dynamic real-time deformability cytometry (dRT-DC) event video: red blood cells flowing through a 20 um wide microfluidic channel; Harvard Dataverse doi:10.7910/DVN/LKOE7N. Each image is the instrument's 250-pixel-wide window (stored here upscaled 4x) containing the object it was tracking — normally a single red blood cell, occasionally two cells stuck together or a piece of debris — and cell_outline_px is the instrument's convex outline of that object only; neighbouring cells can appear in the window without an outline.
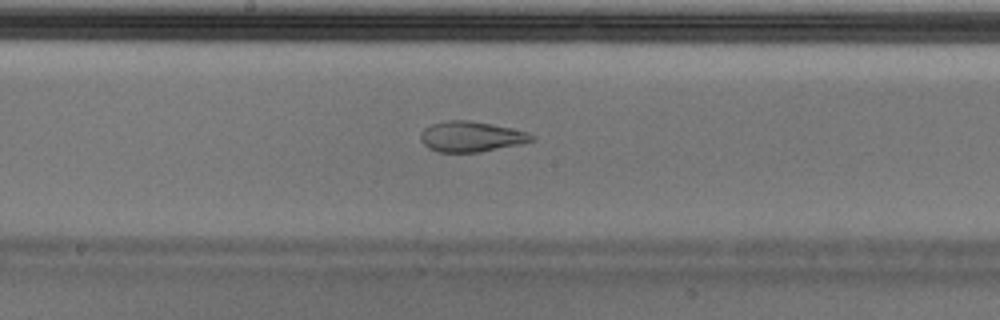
{"species": "Egyptian fruit bat (a non-hibernating species)", "species_latin": "Rousettus aegyptiacus", "temperature_condition": "cold", "stored_images_in_passage": 49, "camera_frame_rate_fps": 3000, "um_per_image_px": 0.085, "animal": {"sex": "male"}, "frame": {"image": 1, "passage_image": 28, "time_ms": 9.0, "image_size_px": [1000, 320], "cell_outline_px": [[536, 140], [520, 144], [480, 152], [436, 152], [428, 148], [420, 140], [420, 132], [424, 128], [432, 124], [448, 120], [468, 120], [492, 124], [512, 128], [528, 132], [536, 136]], "centroid_in_image_um": [40.05, 11.61], "position_along_channel_um": 208.1, "area_um2": 19.88}}
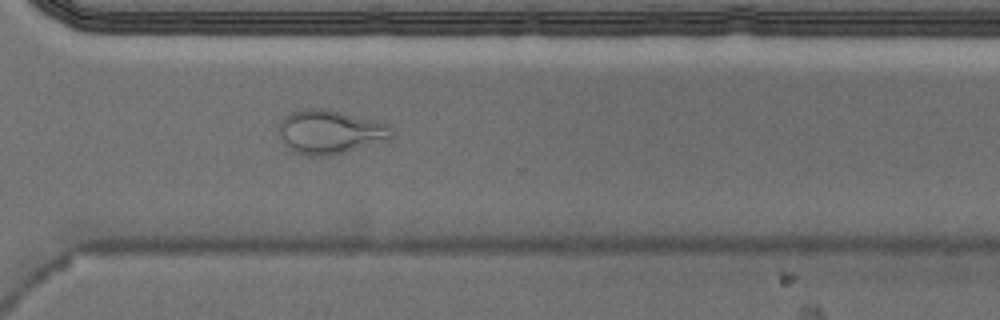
{"frame": {"image": 2, "passage_image": 39, "time_ms": 12.667, "image_size_px": [1000, 320], "cell_outline_px": [[392, 136], [344, 152], [324, 156], [312, 156], [292, 152], [284, 144], [280, 136], [280, 120], [284, 116], [292, 112], [304, 108], [328, 108], [380, 120], [388, 124], [392, 128]], "centroid_in_image_um": [28.01, 11.17], "position_along_channel_um": 342.6, "area_um2": 28.78}}
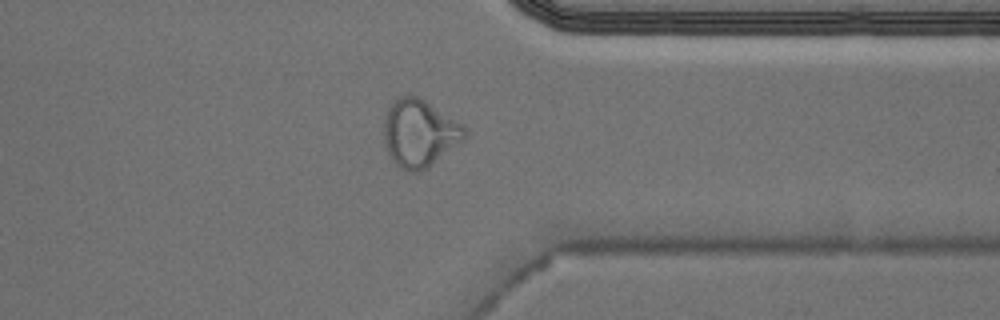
{"frame": {"image": 3, "passage_image": 42, "time_ms": 13.667, "image_size_px": [1000, 320], "cell_outline_px": [[468, 136], [464, 140], [428, 168], [416, 172], [408, 172], [400, 168], [388, 156], [384, 144], [384, 116], [392, 100], [400, 96], [416, 96], [424, 100], [464, 124], [468, 132]], "centroid_in_image_um": [35.66, 11.33], "position_along_channel_um": 375.7, "area_um2": 32.19}, "authors_computed_cell_mechanics": {"area_um2": 22.0218, "velocity_mm_per_s": 3.6806, "shape_relaxation_time_tau1_ms": null, "shape_relaxation_time_tau2_ms": 1.4758, "deformation_change_tau1": null, "deformation_change_tau2": 0.0807}}